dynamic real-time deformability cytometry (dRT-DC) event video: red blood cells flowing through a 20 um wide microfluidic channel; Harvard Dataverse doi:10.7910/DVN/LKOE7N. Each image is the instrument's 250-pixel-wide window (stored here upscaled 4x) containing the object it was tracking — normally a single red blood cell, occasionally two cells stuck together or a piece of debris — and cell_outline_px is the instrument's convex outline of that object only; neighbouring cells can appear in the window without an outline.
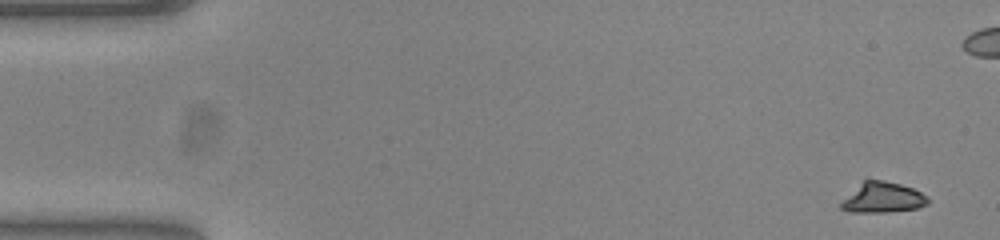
{"species": "common noctule bat (a hibernating species)", "species_latin": "Nyctalus noctula", "temperature_condition": "warm", "stored_images_in_passage": 53, "camera_frame_rate_fps": 3000, "um_per_image_px": 0.085, "animal": {"sex": "female", "body_mass_g": 23.0, "forearm_length_mm": 53.4}, "frame": {"image": 1, "passage_image": 1, "time_ms": 0.0, "image_size_px": [1000, 240], "cell_outline_px": [[928, 204], [916, 208], [884, 212], [848, 212], [840, 208], [840, 204], [864, 180], [884, 180], [900, 184], [912, 188], [928, 196]], "centroid_in_image_um": [75.05, 16.8], "position_along_channel_um": 9.9, "area_um2": 15.03}}
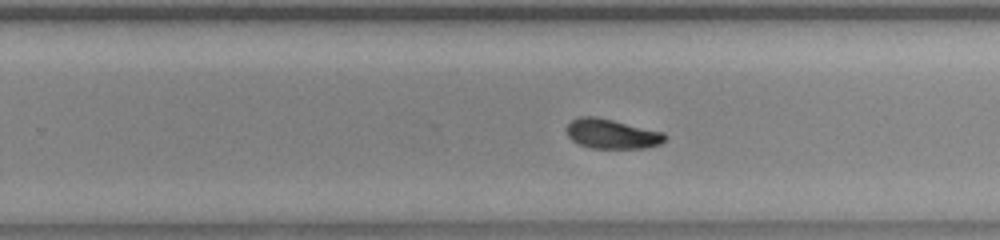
{"frame": {"image": 2, "passage_image": 32, "time_ms": 10.333, "image_size_px": [1000, 240], "cell_outline_px": [[668, 136], [660, 144], [644, 148], [592, 148], [580, 144], [572, 140], [568, 136], [568, 124], [572, 120], [580, 116], [596, 116], [664, 132]], "centroid_in_image_um": [52.03, 11.37], "position_along_channel_um": 277.8, "area_um2": 16.88}}
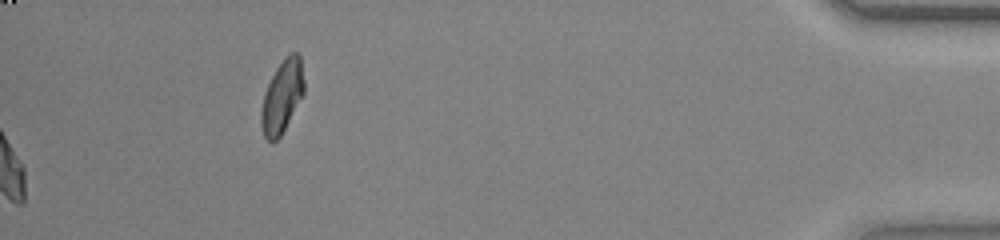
{"frame": {"image": 3, "passage_image": 53, "time_ms": 17.333, "image_size_px": [1000, 240], "cell_outline_px": [[304, 92], [280, 136], [276, 140], [268, 140], [264, 136], [260, 124], [260, 112], [264, 92], [276, 68], [284, 56], [292, 52], [296, 52], [300, 56], [304, 80]], "centroid_in_image_um": [23.96, 8.17], "position_along_channel_um": 411.2, "area_um2": 17.98}, "authors_computed_cell_mechanics": {"area_um2": 16.9932, "velocity_mm_per_s": 3.8372, "shape_relaxation_time_tau1_ms": 4.5033, "shape_relaxation_time_tau2_ms": 5.2569, "deformation_change_tau1": 0.1622, "deformation_change_tau2": 0.1138}}